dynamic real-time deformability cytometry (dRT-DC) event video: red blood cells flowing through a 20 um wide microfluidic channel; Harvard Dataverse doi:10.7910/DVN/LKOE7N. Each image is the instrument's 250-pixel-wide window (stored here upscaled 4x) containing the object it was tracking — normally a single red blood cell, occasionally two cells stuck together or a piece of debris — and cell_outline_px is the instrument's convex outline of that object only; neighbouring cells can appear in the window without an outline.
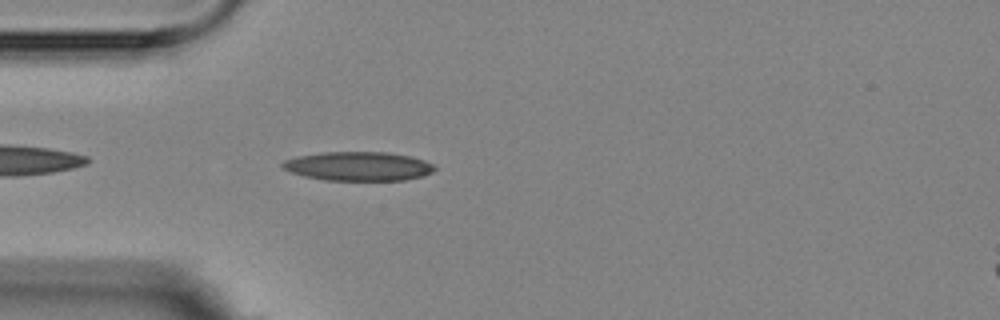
{"species": "Egyptian fruit bat (a non-hibernating species)", "species_latin": "Rousettus aegyptiacus", "temperature_condition": "room temperature", "stored_images_in_passage": 4, "camera_frame_rate_fps": 3000, "um_per_image_px": 0.085, "animal": {"sex": "female"}, "frame": {"image": 1, "passage_image": 4, "time_ms": 3.667, "image_size_px": [1000, 320], "cell_outline_px": [[436, 168], [432, 172], [424, 176], [404, 180], [324, 180], [304, 176], [292, 172], [284, 168], [280, 164], [284, 160], [296, 156], [320, 152], [388, 152], [408, 156], [424, 160], [432, 164]], "centroid_in_image_um": [30.45, 14.12], "position_along_channel_um": 54.6, "area_um2": 25.72}}